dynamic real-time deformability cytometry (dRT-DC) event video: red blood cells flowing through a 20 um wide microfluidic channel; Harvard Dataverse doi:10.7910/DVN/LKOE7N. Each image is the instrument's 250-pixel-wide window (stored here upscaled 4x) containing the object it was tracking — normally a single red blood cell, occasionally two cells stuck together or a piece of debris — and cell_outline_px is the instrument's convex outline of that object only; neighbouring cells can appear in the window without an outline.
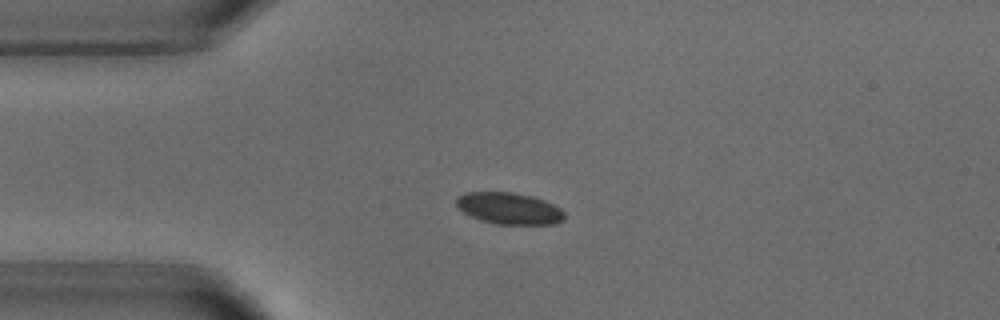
{"species": "common noctule bat (a hibernating species)", "species_latin": "Nyctalus noctula", "temperature_condition": "warm", "stored_images_in_passage": 6, "camera_frame_rate_fps": 3000, "um_per_image_px": 0.085, "animal": {"sex": "male", "body_mass_g": 18.8}, "frame": {"image": 1, "passage_image": 3, "time_ms": 2.667, "image_size_px": [1000, 320], "cell_outline_px": [[564, 220], [556, 224], [496, 224], [480, 220], [468, 216], [456, 204], [456, 196], [468, 192], [512, 192], [532, 196], [544, 200], [560, 208], [564, 212]], "centroid_in_image_um": [43.27, 17.72], "position_along_channel_um": 41.7, "area_um2": 20.0}}
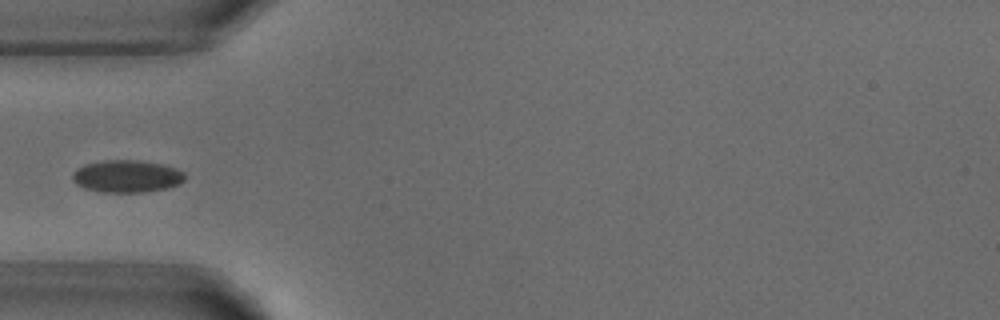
{"frame": {"image": 2, "passage_image": 4, "time_ms": 4.0, "image_size_px": [1000, 320], "cell_outline_px": [[184, 180], [180, 184], [168, 188], [144, 192], [100, 192], [84, 188], [76, 184], [72, 180], [72, 172], [76, 168], [84, 164], [104, 160], [136, 160], [164, 164], [176, 168], [184, 172]], "centroid_in_image_um": [10.76, 14.98], "position_along_channel_um": 74.2, "area_um2": 21.44}}
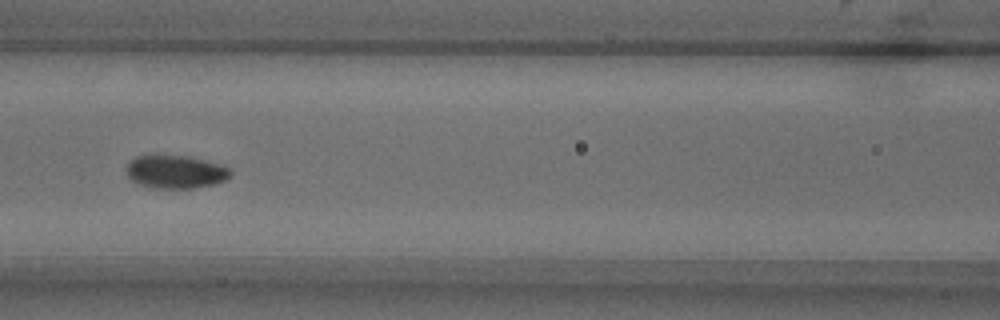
{"frame": {"image": 3, "passage_image": 6, "time_ms": 6.0, "image_size_px": [1000, 320], "cell_outline_px": [[232, 176], [216, 184], [192, 188], [152, 188], [140, 184], [132, 180], [128, 176], [128, 164], [136, 156], [152, 152], [192, 156], [224, 164], [232, 172]], "centroid_in_image_um": [14.96, 14.55], "position_along_channel_um": 151.6, "area_um2": 20.92}}